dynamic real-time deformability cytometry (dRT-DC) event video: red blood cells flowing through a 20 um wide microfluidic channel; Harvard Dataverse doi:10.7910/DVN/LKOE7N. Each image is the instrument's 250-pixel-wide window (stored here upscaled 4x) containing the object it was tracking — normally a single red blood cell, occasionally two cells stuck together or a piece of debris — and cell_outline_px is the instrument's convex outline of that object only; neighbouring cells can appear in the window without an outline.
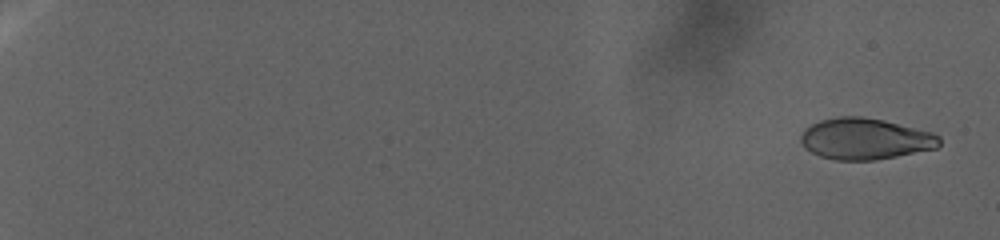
{"species": "human", "species_latin": "Homo sapiens", "temperature_condition": "warm", "stored_images_in_passage": 112, "camera_frame_rate_fps": 3000, "um_per_image_px": 0.085, "donor": {"sex": "female"}, "frame": {"image": 1, "passage_image": 4, "time_ms": 2.0, "image_size_px": [1000, 240], "cell_outline_px": [[940, 144], [936, 148], [896, 156], [872, 160], [836, 160], [820, 156], [804, 148], [800, 140], [800, 136], [804, 128], [820, 120], [840, 116], [860, 116], [884, 120], [932, 132], [940, 136]], "centroid_in_image_um": [73.51, 11.79], "position_along_channel_um": 11.5, "area_um2": 33.29}}
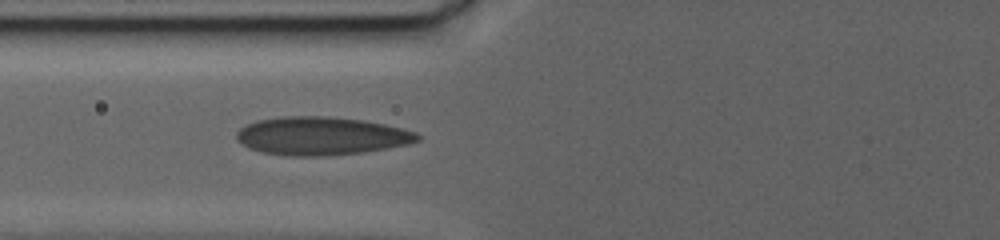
{"frame": {"image": 2, "passage_image": 69, "time_ms": 25.333, "image_size_px": [1000, 240], "cell_outline_px": [[420, 140], [408, 144], [360, 152], [324, 156], [284, 156], [264, 152], [248, 148], [240, 144], [236, 140], [236, 132], [240, 128], [256, 120], [280, 116], [328, 116], [360, 120], [384, 124], [416, 132], [420, 136]], "centroid_in_image_um": [27.24, 11.55], "position_along_channel_um": 98.6, "area_um2": 40.23}}
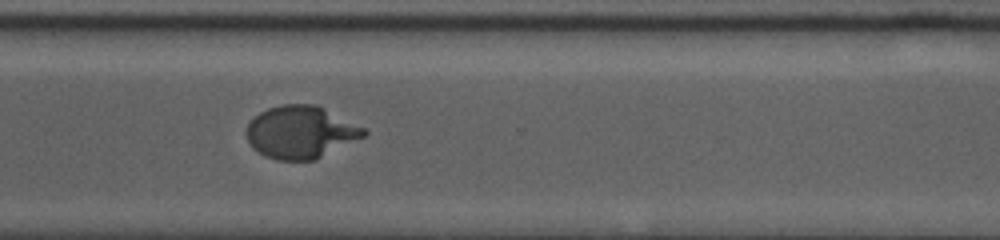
{"frame": {"image": 3, "passage_image": 111, "time_ms": 42.333, "image_size_px": [1000, 240], "cell_outline_px": [[368, 132], [364, 136], [316, 160], [276, 160], [264, 156], [252, 148], [244, 132], [248, 124], [260, 112], [268, 108], [280, 104], [316, 104], [364, 128]], "centroid_in_image_um": [25.52, 11.24], "position_along_channel_um": 345.1, "area_um2": 35.89}}